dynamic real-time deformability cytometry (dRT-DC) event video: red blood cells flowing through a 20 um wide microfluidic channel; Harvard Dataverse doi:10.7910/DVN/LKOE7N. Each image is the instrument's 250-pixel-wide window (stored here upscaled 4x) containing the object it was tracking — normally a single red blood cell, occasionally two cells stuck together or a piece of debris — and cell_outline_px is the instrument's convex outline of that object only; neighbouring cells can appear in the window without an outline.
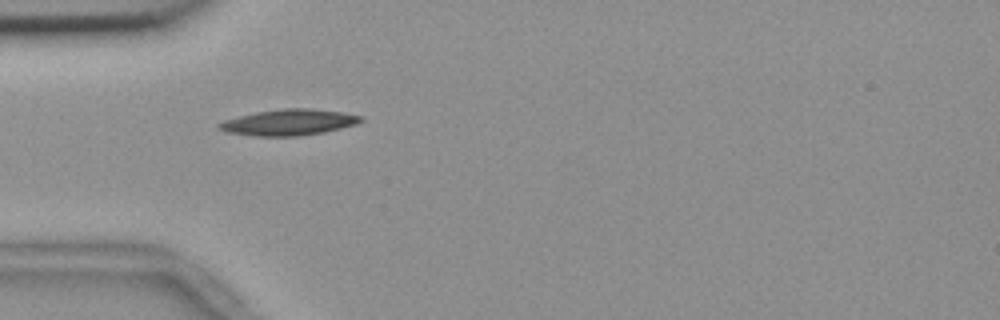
{"species": "common noctule bat (a hibernating species)", "species_latin": "Nyctalus noctula", "temperature_condition": "room temperature", "stored_images_in_passage": 5, "camera_frame_rate_fps": 3000, "um_per_image_px": 0.085, "animal": {"sex": "female", "body_mass_g": 18.4}, "frame": {"image": 1, "passage_image": 1, "time_ms": 0.0, "image_size_px": [1000, 320], "cell_outline_px": [[364, 120], [356, 124], [324, 132], [296, 136], [252, 136], [228, 132], [216, 128], [216, 124], [224, 120], [256, 112], [284, 108], [308, 108], [340, 112], [360, 116]], "centroid_in_image_um": [24.5, 10.4], "position_along_channel_um": 60.5, "area_um2": 21.33}}